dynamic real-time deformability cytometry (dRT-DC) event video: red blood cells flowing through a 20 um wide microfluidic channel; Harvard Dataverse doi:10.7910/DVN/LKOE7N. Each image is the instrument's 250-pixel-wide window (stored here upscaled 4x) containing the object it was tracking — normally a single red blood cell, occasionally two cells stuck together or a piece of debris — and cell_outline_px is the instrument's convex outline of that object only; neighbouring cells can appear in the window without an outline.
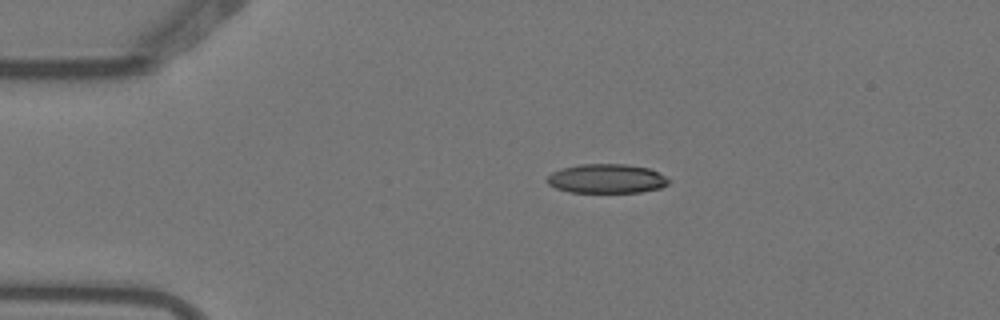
{"species": "Egyptian fruit bat (a non-hibernating species)", "species_latin": "Rousettus aegyptiacus", "temperature_condition": "warm", "stored_images_in_passage": 2, "camera_frame_rate_fps": 3000, "um_per_image_px": 0.085, "animal": {"sex": "female"}, "frame": {"image": 1, "passage_image": 1, "time_ms": 0.0, "image_size_px": [1000, 320], "cell_outline_px": [[672, 180], [668, 184], [660, 188], [640, 192], [568, 192], [556, 188], [548, 184], [548, 176], [552, 172], [560, 168], [580, 164], [624, 164], [648, 168]], "centroid_in_image_um": [51.55, 15.18], "position_along_channel_um": 33.4, "area_um2": 20.63}}